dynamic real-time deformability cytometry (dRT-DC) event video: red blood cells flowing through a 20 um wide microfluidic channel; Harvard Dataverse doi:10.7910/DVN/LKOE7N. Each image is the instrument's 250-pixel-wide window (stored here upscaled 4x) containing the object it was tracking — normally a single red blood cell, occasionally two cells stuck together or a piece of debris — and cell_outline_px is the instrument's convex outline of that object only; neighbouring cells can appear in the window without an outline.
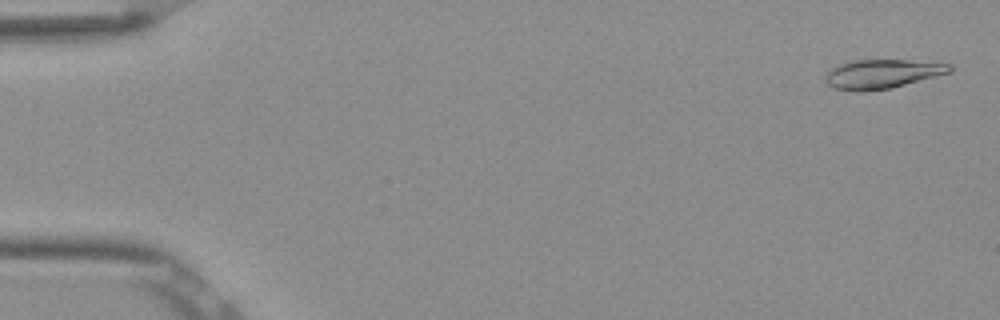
{"species": "Egyptian fruit bat (a non-hibernating species)", "species_latin": "Rousettus aegyptiacus", "temperature_condition": "room temperature", "stored_images_in_passage": 53, "camera_frame_rate_fps": 3000, "um_per_image_px": 0.085, "frame": {"image": 1, "passage_image": 2, "time_ms": 0.333, "image_size_px": [1000, 320], "cell_outline_px": [[952, 72], [892, 88], [864, 92], [856, 92], [832, 88], [824, 80], [824, 76], [828, 68], [848, 60], [908, 60], [952, 64]], "centroid_in_image_um": [74.92, 6.29], "position_along_channel_um": 10.1, "area_um2": 21.62}}
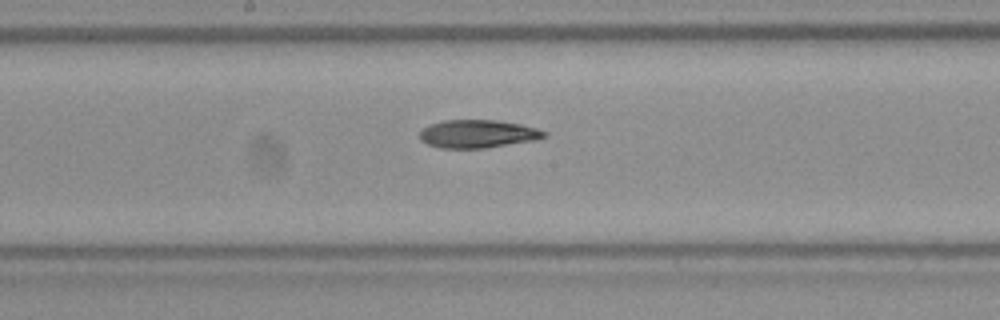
{"frame": {"image": 2, "passage_image": 28, "time_ms": 9.0, "image_size_px": [1000, 320], "cell_outline_px": [[548, 136], [536, 140], [484, 148], [440, 148], [428, 144], [420, 140], [420, 132], [428, 124], [444, 120], [496, 120], [520, 124], [536, 128], [548, 132]], "centroid_in_image_um": [40.62, 11.37], "position_along_channel_um": 207.6, "area_um2": 20.4}}
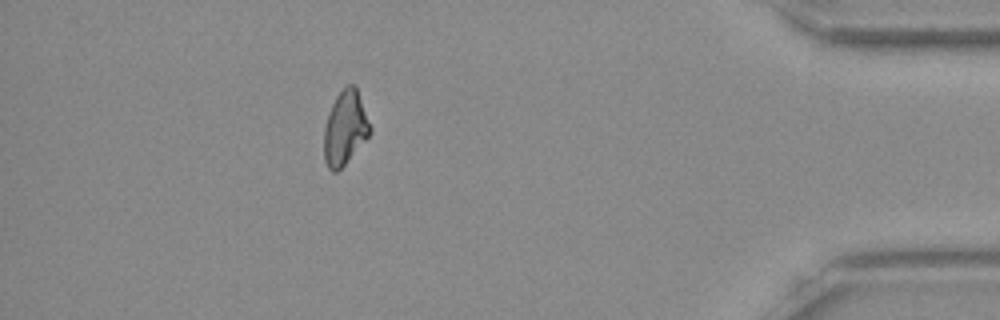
{"frame": {"image": 3, "passage_image": 47, "time_ms": 15.333, "image_size_px": [1000, 320], "cell_outline_px": [[372, 132], [344, 164], [336, 172], [332, 172], [328, 168], [324, 160], [324, 128], [332, 104], [336, 96], [348, 84], [356, 84], [372, 128]], "centroid_in_image_um": [29.34, 10.86], "position_along_channel_um": 405.9, "area_um2": 19.77}, "authors_computed_cell_mechanics": {"area_um2": 20.6924, "velocity_mm_per_s": 3.8744, "shape_relaxation_time_tau1_ms": null, "shape_relaxation_time_tau2_ms": 4.408, "deformation_change_tau1": null, "deformation_change_tau2": 0.1136}}